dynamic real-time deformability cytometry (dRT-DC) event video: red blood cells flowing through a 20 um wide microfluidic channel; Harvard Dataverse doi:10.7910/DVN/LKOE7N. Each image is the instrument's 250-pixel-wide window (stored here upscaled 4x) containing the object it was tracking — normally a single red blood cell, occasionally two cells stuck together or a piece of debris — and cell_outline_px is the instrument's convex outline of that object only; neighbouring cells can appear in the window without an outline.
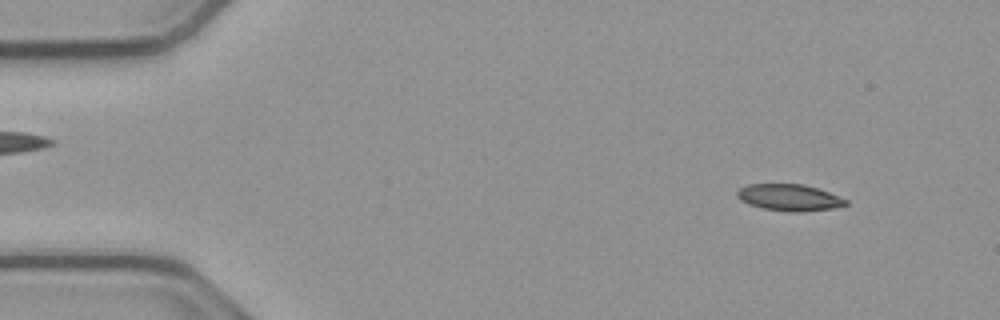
{"species": "common noctule bat (a hibernating species)", "species_latin": "Nyctalus noctula", "temperature_condition": "cold", "stored_images_in_passage": 53, "camera_frame_rate_fps": 3000, "um_per_image_px": 0.085, "animal": {"sex": "male", "body_mass_g": 23.1, "forearm_length_mm": 52.7}, "frame": {"image": 1, "passage_image": 5, "time_ms": 1.333, "image_size_px": [1000, 320], "cell_outline_px": [[848, 204], [832, 208], [804, 212], [788, 212], [760, 208], [748, 204], [740, 200], [736, 196], [736, 192], [740, 188], [748, 184], [804, 184], [840, 196], [848, 200]], "centroid_in_image_um": [67.07, 16.8], "position_along_channel_um": 17.9, "area_um2": 16.99}}
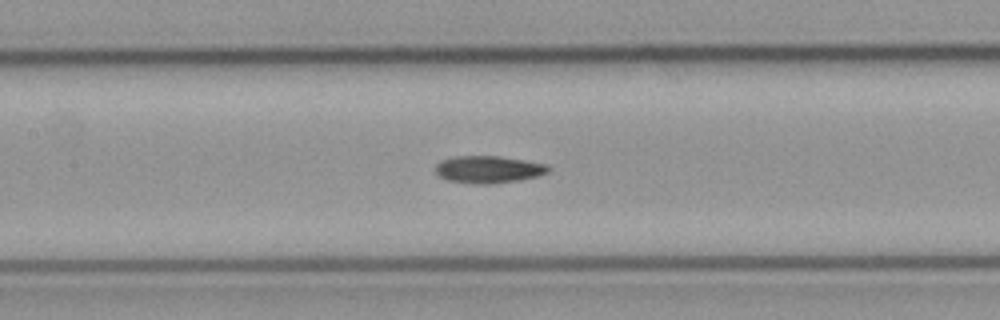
{"frame": {"image": 2, "passage_image": 24, "time_ms": 7.667, "image_size_px": [1000, 320], "cell_outline_px": [[552, 168], [548, 172], [536, 176], [516, 180], [492, 184], [476, 184], [448, 180], [440, 176], [436, 172], [436, 164], [440, 160], [456, 156], [500, 156], [548, 164]], "centroid_in_image_um": [41.53, 14.39], "position_along_channel_um": 165.9, "area_um2": 17.86}}
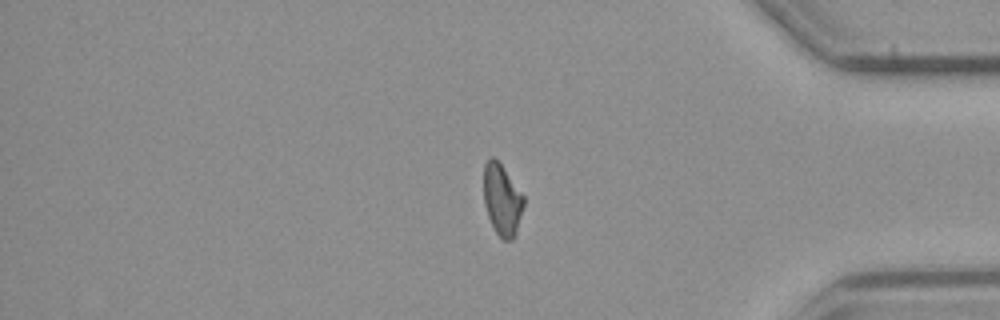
{"frame": {"image": 3, "passage_image": 44, "time_ms": 14.333, "image_size_px": [1000, 320], "cell_outline_px": [[524, 204], [516, 236], [512, 240], [504, 240], [496, 232], [488, 216], [484, 204], [484, 164], [492, 156], [500, 164], [524, 196]], "centroid_in_image_um": [42.68, 17.01], "position_along_channel_um": 392.5, "area_um2": 16.42}, "authors_computed_cell_mechanics": {"area_um2": 17.2822, "velocity_mm_per_s": 3.816, "shape_relaxation_time_tau1_ms": null, "shape_relaxation_time_tau2_ms": 4.9487, "deformation_change_tau1": null, "deformation_change_tau2": 0.1115}}